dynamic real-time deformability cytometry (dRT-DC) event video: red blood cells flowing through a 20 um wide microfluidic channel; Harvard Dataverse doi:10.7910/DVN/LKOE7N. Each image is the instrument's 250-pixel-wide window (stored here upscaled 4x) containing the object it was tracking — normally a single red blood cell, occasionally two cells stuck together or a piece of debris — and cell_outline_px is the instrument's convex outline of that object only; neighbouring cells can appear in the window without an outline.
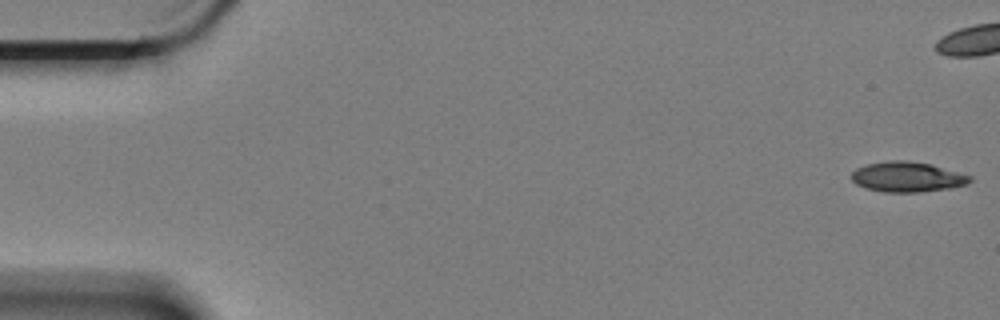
{"species": "Egyptian fruit bat (a non-hibernating species)", "species_latin": "Rousettus aegyptiacus", "temperature_condition": "cold", "stored_images_in_passage": 13, "segment_of_instrument_passage": [1, 3], "camera_frame_rate_fps": 3000, "um_per_image_px": 0.085, "animal": {"sex": "female"}, "frame": {"image": 1, "passage_image": 1, "time_ms": 0.0, "image_size_px": [1000, 320], "cell_outline_px": [[972, 180], [968, 184], [948, 188], [920, 192], [884, 192], [864, 188], [856, 184], [848, 176], [856, 168], [868, 164], [888, 160], [908, 160], [932, 164], [972, 176]], "centroid_in_image_um": [77.09, 15.03], "position_along_channel_um": 7.9, "area_um2": 21.04}}